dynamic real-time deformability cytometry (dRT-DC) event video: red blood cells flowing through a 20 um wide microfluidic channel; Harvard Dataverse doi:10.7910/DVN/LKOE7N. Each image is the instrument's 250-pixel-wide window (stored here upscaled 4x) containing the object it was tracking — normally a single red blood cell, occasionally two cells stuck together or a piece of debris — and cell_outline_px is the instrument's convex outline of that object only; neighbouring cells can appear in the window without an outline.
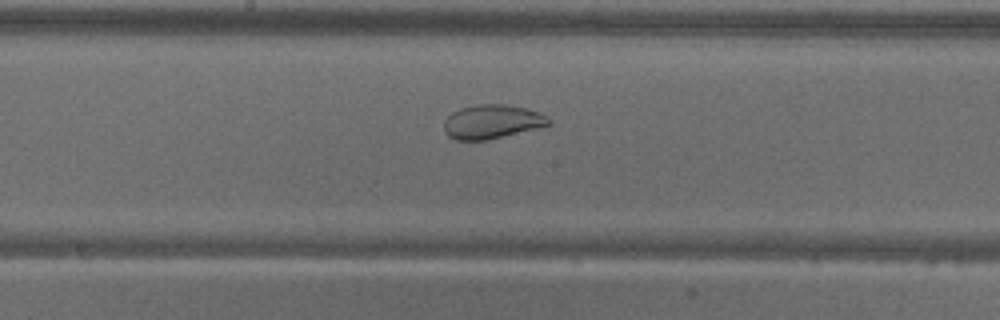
{"species": "common noctule bat (a hibernating species)", "species_latin": "Nyctalus noctula", "temperature_condition": "warm", "stored_images_in_passage": 57, "camera_frame_rate_fps": 3000, "um_per_image_px": 0.085, "animal": {"sex": "male", "body_mass_g": 18.8}, "frame": {"image": 1, "passage_image": 30, "time_ms": 9.667, "image_size_px": [1000, 320], "cell_outline_px": [[552, 120], [548, 124], [484, 140], [456, 140], [448, 136], [444, 132], [444, 120], [452, 112], [460, 108], [476, 104], [504, 104], [524, 108], [540, 112], [548, 116]], "centroid_in_image_um": [41.75, 10.32], "position_along_channel_um": 206.5, "area_um2": 20.35}}
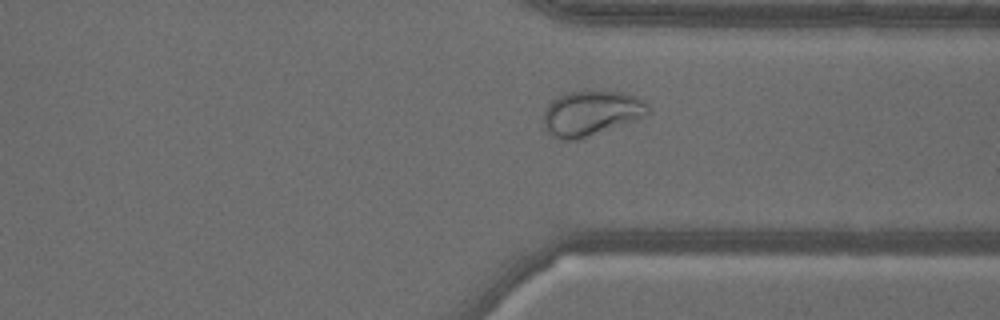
{"frame": {"image": 2, "passage_image": 43, "time_ms": 14.0, "image_size_px": [1000, 320], "cell_outline_px": [[648, 116], [584, 140], [560, 140], [552, 136], [544, 128], [544, 108], [556, 96], [568, 92], [584, 88], [624, 92], [636, 96], [644, 100], [648, 104]], "centroid_in_image_um": [50.26, 9.61], "position_along_channel_um": 361.1, "area_um2": 28.9}}
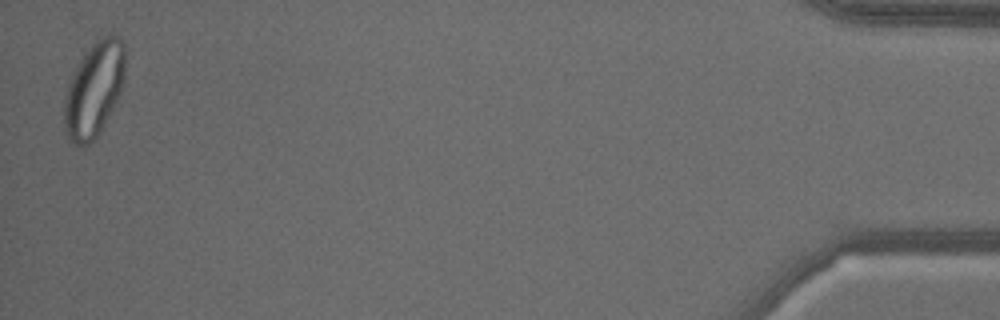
{"frame": {"image": 3, "passage_image": 56, "time_ms": 18.333, "image_size_px": [1000, 320], "cell_outline_px": [[124, 84], [100, 132], [88, 144], [80, 148], [72, 144], [64, 128], [64, 96], [72, 72], [88, 48], [100, 36], [108, 32], [120, 36], [124, 40]], "centroid_in_image_um": [7.99, 7.56], "position_along_channel_um": 427.2, "area_um2": 33.99}}